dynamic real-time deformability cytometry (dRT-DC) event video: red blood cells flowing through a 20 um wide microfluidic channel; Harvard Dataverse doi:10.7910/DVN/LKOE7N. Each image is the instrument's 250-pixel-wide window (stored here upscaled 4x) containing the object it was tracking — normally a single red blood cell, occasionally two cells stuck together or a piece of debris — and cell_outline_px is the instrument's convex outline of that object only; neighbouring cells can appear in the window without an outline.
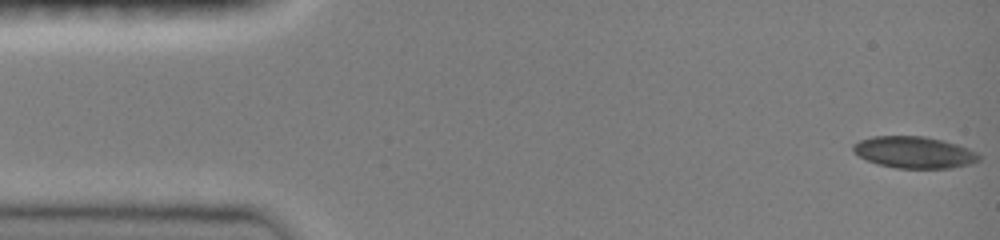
{"species": "common noctule bat (a hibernating species)", "species_latin": "Nyctalus noctula", "temperature_condition": "room temperature", "stored_images_in_passage": 47, "camera_frame_rate_fps": 3000, "um_per_image_px": 0.085, "animal": {"sex": "female", "body_mass_g": 19.0, "forearm_length_mm": 51.5}, "frame": {"image": 1, "passage_image": 1, "time_ms": 0.0, "image_size_px": [1000, 240], "cell_outline_px": [[980, 160], [968, 164], [952, 168], [896, 168], [880, 164], [868, 160], [852, 152], [852, 144], [860, 140], [872, 136], [924, 136], [956, 144], [968, 148], [976, 152], [980, 156]], "centroid_in_image_um": [77.68, 12.94], "position_along_channel_um": 7.3, "area_um2": 23.06}}
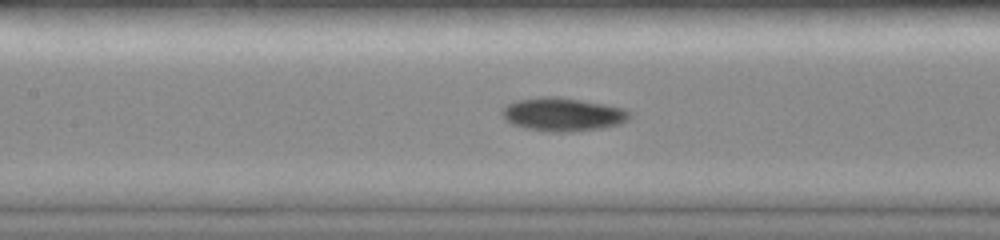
{"frame": {"image": 2, "passage_image": 21, "time_ms": 6.667, "image_size_px": [1000, 240], "cell_outline_px": [[632, 116], [628, 120], [620, 124], [604, 128], [572, 132], [544, 132], [512, 124], [500, 112], [508, 104], [516, 100], [540, 96], [556, 96], [604, 104], [624, 108], [632, 112]], "centroid_in_image_um": [47.89, 9.73], "position_along_channel_um": 159.5, "area_um2": 25.03}}
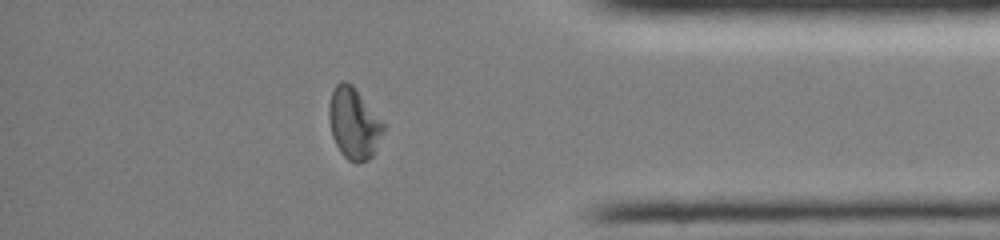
{"frame": {"image": 3, "passage_image": 40, "time_ms": 13.0, "image_size_px": [1000, 240], "cell_outline_px": [[384, 132], [372, 156], [368, 160], [360, 164], [356, 164], [348, 160], [340, 152], [332, 136], [328, 116], [328, 104], [332, 92], [336, 84], [340, 80], [344, 80], [352, 84], [384, 124]], "centroid_in_image_um": [30.05, 10.5], "position_along_channel_um": 405.1, "area_um2": 22.66}, "authors_computed_cell_mechanics": {"area_um2": 22.9466, "velocity_mm_per_s": 4.0828, "shape_relaxation_time_tau1_ms": 5.8548, "shape_relaxation_time_tau2_ms": 3.7479, "deformation_change_tau1": 0.1765, "deformation_change_tau2": 0.0784}}